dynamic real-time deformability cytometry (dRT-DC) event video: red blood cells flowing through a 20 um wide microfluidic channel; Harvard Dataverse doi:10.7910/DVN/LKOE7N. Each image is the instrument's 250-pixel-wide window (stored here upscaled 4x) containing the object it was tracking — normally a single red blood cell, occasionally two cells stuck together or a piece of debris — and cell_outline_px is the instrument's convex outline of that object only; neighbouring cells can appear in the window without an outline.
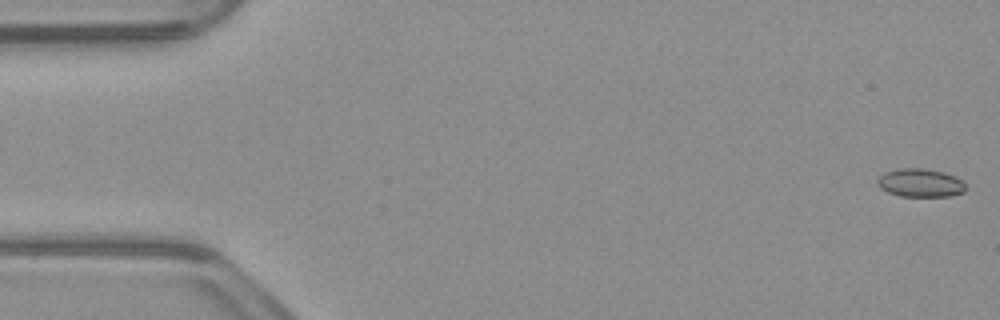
{"species": "common noctule bat (a hibernating species)", "species_latin": "Nyctalus noctula", "temperature_condition": "warm", "stored_images_in_passage": 53, "camera_frame_rate_fps": 3000, "um_per_image_px": 0.085, "animal": {"sex": "male", "body_mass_g": 23.1, "forearm_length_mm": 52.7}, "frame": {"image": 1, "passage_image": 1, "time_ms": 0.0, "image_size_px": [1000, 320], "cell_outline_px": [[968, 188], [964, 192], [952, 196], [900, 196], [888, 192], [880, 188], [876, 184], [876, 180], [884, 172], [900, 168], [924, 168], [944, 172], [956, 176], [964, 180]], "centroid_in_image_um": [78.27, 15.54], "position_along_channel_um": 6.7, "area_um2": 14.91}}
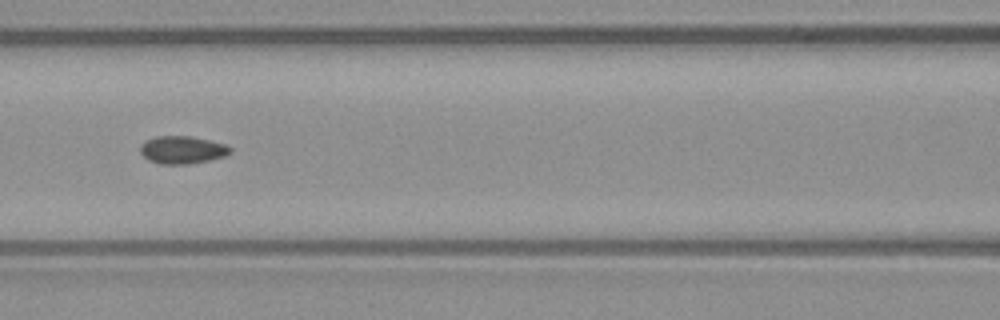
{"frame": {"image": 2, "passage_image": 23, "time_ms": 7.333, "image_size_px": [1000, 320], "cell_outline_px": [[232, 152], [224, 156], [208, 160], [188, 164], [160, 164], [148, 160], [140, 152], [140, 144], [144, 140], [156, 136], [192, 136], [224, 144], [232, 148]], "centroid_in_image_um": [15.46, 12.73], "position_along_channel_um": 151.1, "area_um2": 14.57}}
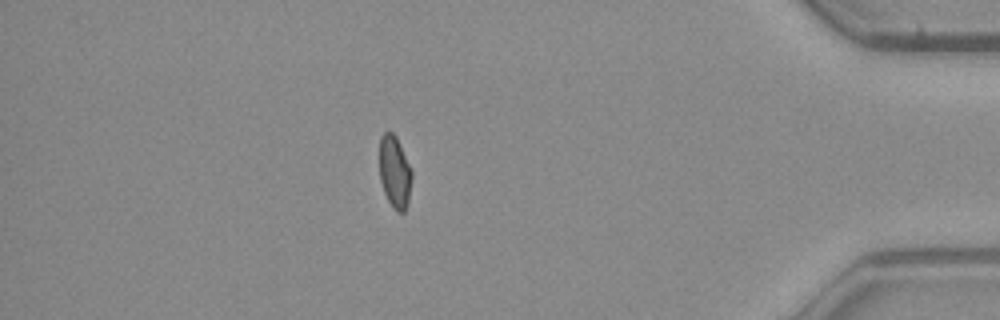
{"frame": {"image": 3, "passage_image": 46, "time_ms": 15.0, "image_size_px": [1000, 320], "cell_outline_px": [[412, 180], [408, 204], [404, 212], [396, 212], [392, 208], [384, 192], [380, 180], [380, 136], [388, 128], [396, 136], [412, 172]], "centroid_in_image_um": [33.55, 14.63], "position_along_channel_um": 401.7, "area_um2": 13.76}, "authors_computed_cell_mechanics": {"area_um2": 14.2188, "velocity_mm_per_s": 3.908, "shape_relaxation_time_tau1_ms": null, "shape_relaxation_time_tau2_ms": 1.938, "deformation_change_tau1": null, "deformation_change_tau2": 0.0621}}